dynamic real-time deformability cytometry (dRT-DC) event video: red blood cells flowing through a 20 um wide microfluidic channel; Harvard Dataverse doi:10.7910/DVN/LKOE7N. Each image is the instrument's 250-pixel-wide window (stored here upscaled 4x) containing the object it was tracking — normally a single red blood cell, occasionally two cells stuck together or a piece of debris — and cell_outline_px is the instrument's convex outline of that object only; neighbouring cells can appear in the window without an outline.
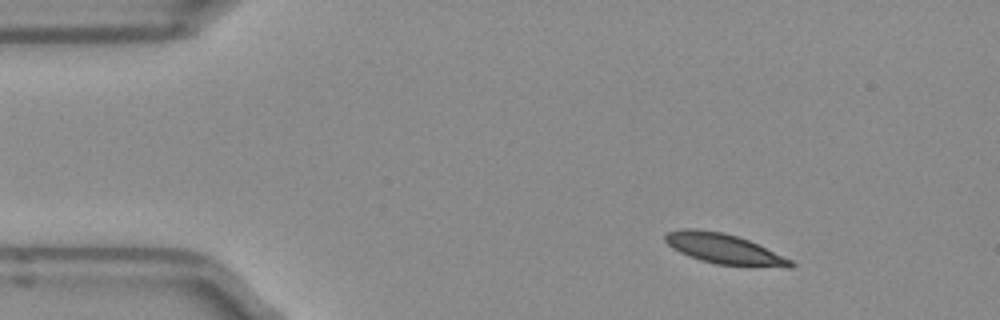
{"species": "Egyptian fruit bat (a non-hibernating species)", "species_latin": "Rousettus aegyptiacus", "temperature_condition": "room temperature", "stored_images_in_passage": 3, "camera_frame_rate_fps": 3000, "um_per_image_px": 0.085, "frame": {"image": 1, "passage_image": 1, "time_ms": 0.0, "image_size_px": [1000, 320], "cell_outline_px": [[796, 264], [792, 268], [784, 268], [716, 264], [700, 260], [688, 256], [672, 248], [664, 240], [664, 236], [668, 232], [680, 228], [696, 228], [724, 232], [748, 240], [792, 260]], "centroid_in_image_um": [61.53, 21.15], "position_along_channel_um": 23.5, "area_um2": 22.2}}